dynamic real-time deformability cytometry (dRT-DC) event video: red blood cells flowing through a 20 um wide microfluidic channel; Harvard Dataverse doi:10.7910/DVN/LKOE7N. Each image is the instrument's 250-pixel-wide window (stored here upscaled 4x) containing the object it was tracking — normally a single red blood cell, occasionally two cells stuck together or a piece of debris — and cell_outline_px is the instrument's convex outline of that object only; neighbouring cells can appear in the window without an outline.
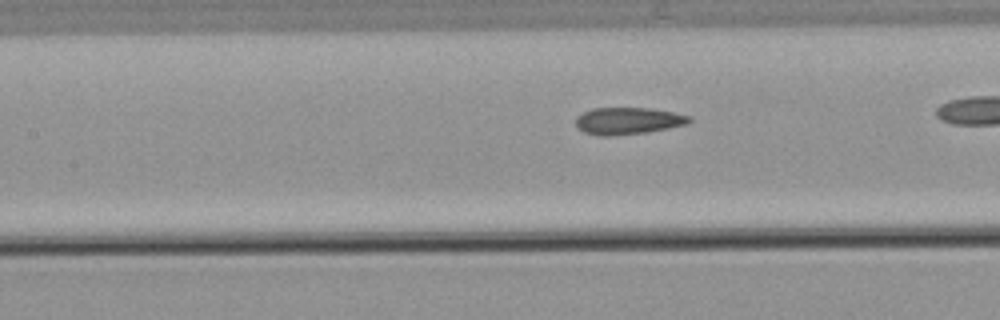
{"species": "common noctule bat (a hibernating species)", "species_latin": "Nyctalus noctula", "temperature_condition": "warm", "stored_images_in_passage": 35, "camera_frame_rate_fps": 3000, "um_per_image_px": 0.085, "animal": {"sex": "male", "body_mass_g": 21.5, "forearm_length_mm": 52.0}, "frame": {"image": 1, "passage_image": 16, "time_ms": 5.0, "image_size_px": [1000, 320], "cell_outline_px": [[692, 120], [688, 124], [648, 132], [608, 136], [600, 136], [584, 132], [576, 128], [576, 116], [592, 108], [648, 108], [672, 112], [692, 116]], "centroid_in_image_um": [53.37, 10.27], "position_along_channel_um": 154.0, "area_um2": 17.92}}